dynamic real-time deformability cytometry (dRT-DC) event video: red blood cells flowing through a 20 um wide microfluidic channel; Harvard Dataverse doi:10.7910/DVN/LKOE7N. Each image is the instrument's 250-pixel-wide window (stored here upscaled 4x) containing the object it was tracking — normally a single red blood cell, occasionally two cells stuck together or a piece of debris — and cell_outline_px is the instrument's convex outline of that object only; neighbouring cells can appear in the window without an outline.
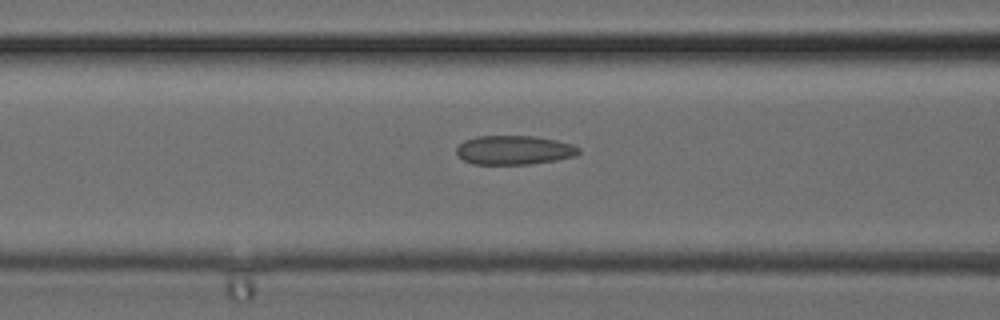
{"species": "common noctule bat (a hibernating species)", "species_latin": "Nyctalus noctula", "temperature_condition": "cold", "stored_images_in_passage": 15, "camera_frame_rate_fps": 3000, "um_per_image_px": 0.085, "animal": {"sex": "female", "body_mass_g": 24.6, "forearm_length_mm": 56.2}, "frame": {"image": 1, "passage_image": 14, "time_ms": 4.333, "image_size_px": [1000, 320], "cell_outline_px": [[580, 152], [576, 156], [556, 160], [532, 164], [472, 164], [456, 156], [456, 148], [464, 140], [476, 136], [536, 136], [556, 140], [572, 144], [580, 148]], "centroid_in_image_um": [43.69, 12.76], "position_along_channel_um": 122.9, "area_um2": 20.92}}